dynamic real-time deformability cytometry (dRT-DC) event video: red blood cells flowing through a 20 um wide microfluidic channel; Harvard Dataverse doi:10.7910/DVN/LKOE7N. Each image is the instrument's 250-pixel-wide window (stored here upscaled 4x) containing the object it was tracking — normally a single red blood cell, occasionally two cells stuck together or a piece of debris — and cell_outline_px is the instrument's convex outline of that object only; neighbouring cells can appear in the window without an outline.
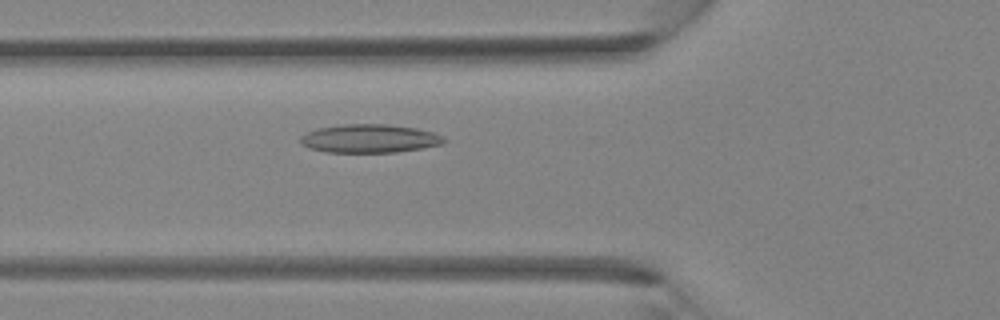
{"species": "Egyptian fruit bat (a non-hibernating species)", "species_latin": "Rousettus aegyptiacus", "temperature_condition": "room temperature", "stored_images_in_passage": 39, "camera_frame_rate_fps": 3000, "um_per_image_px": 0.085, "animal": {"sex": "female"}, "frame": {"image": 1, "passage_image": 14, "time_ms": 4.333, "image_size_px": [1000, 320], "cell_outline_px": [[448, 140], [440, 144], [420, 148], [396, 152], [324, 152], [308, 148], [300, 144], [300, 136], [316, 128], [344, 124], [388, 124], [416, 128], [432, 132], [444, 136]], "centroid_in_image_um": [31.38, 11.77], "position_along_channel_um": 94.4, "area_um2": 23.87}}
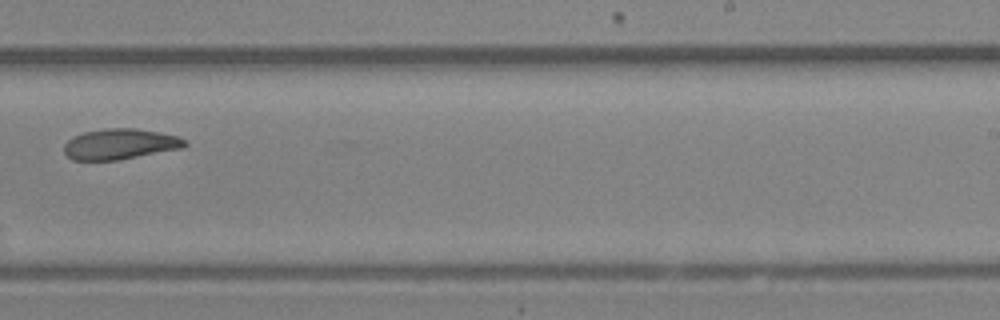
{"frame": {"image": 2, "passage_image": 25, "time_ms": 8.0, "image_size_px": [1000, 320], "cell_outline_px": [[188, 144], [184, 148], [120, 160], [72, 160], [64, 152], [64, 144], [72, 136], [84, 132], [104, 128], [136, 128], [160, 132], [180, 136]], "centroid_in_image_um": [10.22, 12.24], "position_along_channel_um": 278.8, "area_um2": 21.85}}
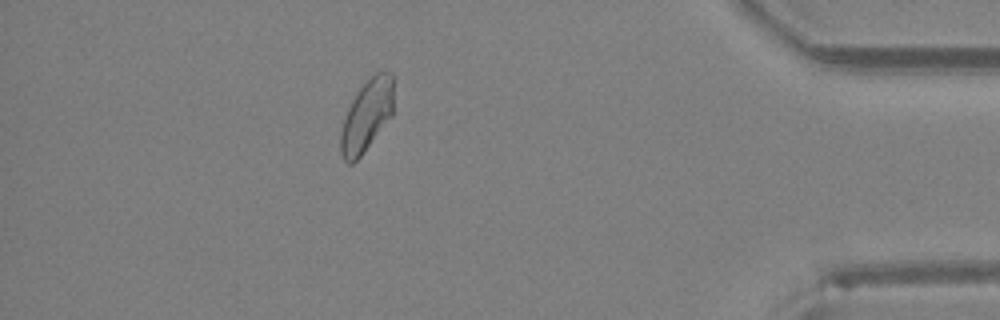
{"frame": {"image": 3, "passage_image": 35, "time_ms": 11.333, "image_size_px": [1000, 320], "cell_outline_px": [[392, 116], [360, 156], [352, 164], [348, 164], [344, 160], [340, 152], [340, 132], [348, 108], [352, 100], [360, 88], [376, 72], [392, 72]], "centroid_in_image_um": [31.15, 9.85], "position_along_channel_um": 404.1, "area_um2": 21.68}}